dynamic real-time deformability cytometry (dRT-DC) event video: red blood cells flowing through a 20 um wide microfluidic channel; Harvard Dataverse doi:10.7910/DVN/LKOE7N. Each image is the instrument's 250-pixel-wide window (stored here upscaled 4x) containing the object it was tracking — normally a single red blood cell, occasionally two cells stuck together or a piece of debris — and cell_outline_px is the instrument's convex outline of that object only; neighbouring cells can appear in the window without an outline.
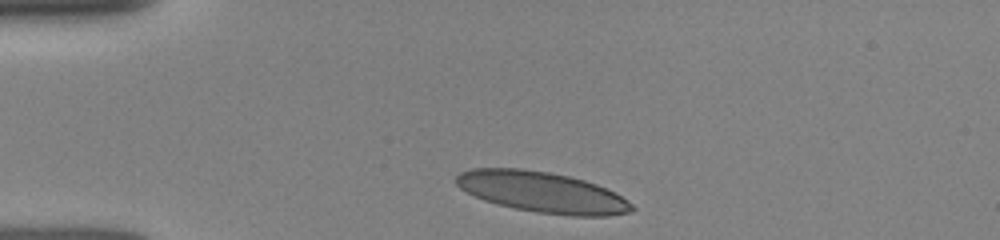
{"species": "human", "species_latin": "Homo sapiens", "temperature_condition": "room temperature", "stored_images_in_passage": 2, "camera_frame_rate_fps": 3000, "um_per_image_px": 0.085, "donor": {"sex": "female"}, "frame": {"image": 1, "passage_image": 1, "time_ms": 0.0, "image_size_px": [1000, 240], "cell_outline_px": [[636, 208], [632, 212], [608, 216], [572, 216], [536, 212], [496, 204], [484, 200], [460, 188], [456, 184], [456, 176], [460, 172], [472, 168], [520, 168], [548, 172], [568, 176], [584, 180], [596, 184], [616, 192], [632, 204]], "centroid_in_image_um": [46.11, 16.34], "position_along_channel_um": 38.9, "area_um2": 41.73}}